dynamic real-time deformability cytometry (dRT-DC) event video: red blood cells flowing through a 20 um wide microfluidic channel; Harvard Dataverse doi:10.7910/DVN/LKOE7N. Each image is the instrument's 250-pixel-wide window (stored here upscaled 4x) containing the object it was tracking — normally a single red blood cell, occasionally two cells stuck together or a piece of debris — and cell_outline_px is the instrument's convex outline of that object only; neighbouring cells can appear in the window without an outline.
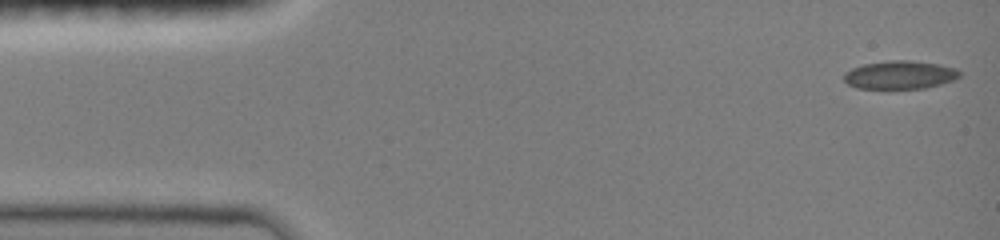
{"species": "common noctule bat (a hibernating species)", "species_latin": "Nyctalus noctula", "temperature_condition": "room temperature", "stored_images_in_passage": 47, "camera_frame_rate_fps": 3000, "um_per_image_px": 0.085, "animal": {"sex": "female", "body_mass_g": 19.0, "forearm_length_mm": 51.5}, "frame": {"image": 1, "passage_image": 1, "time_ms": 0.0, "image_size_px": [1000, 240], "cell_outline_px": [[960, 76], [956, 80], [924, 88], [856, 88], [848, 84], [844, 80], [844, 72], [852, 68], [864, 64], [888, 60], [908, 60], [936, 64], [956, 68], [960, 72]], "centroid_in_image_um": [76.49, 6.36], "position_along_channel_um": 8.5, "area_um2": 18.96}}
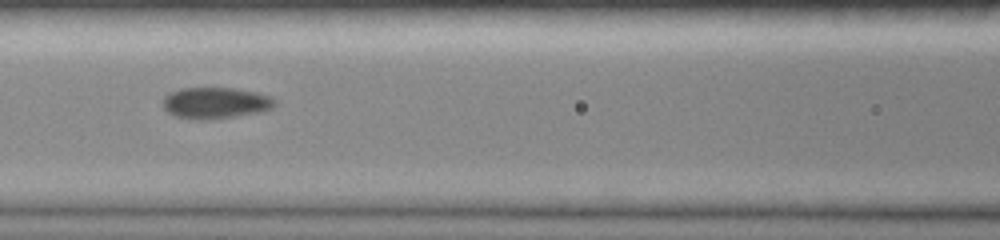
{"frame": {"image": 2, "passage_image": 20, "time_ms": 6.333, "image_size_px": [1000, 240], "cell_outline_px": [[276, 104], [272, 108], [260, 112], [236, 116], [200, 120], [196, 120], [176, 116], [168, 112], [164, 108], [164, 96], [180, 88], [232, 88], [256, 92], [268, 96], [276, 100]], "centroid_in_image_um": [18.32, 8.75], "position_along_channel_um": 148.3, "area_um2": 20.23}}
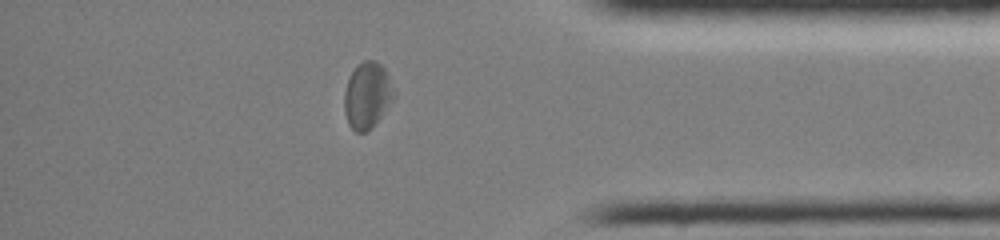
{"frame": {"image": 3, "passage_image": 40, "time_ms": 13.0, "image_size_px": [1000, 240], "cell_outline_px": [[396, 96], [372, 128], [364, 132], [356, 132], [348, 124], [344, 112], [344, 92], [348, 80], [356, 64], [364, 60], [376, 60], [384, 68], [388, 76]], "centroid_in_image_um": [31.21, 8.1], "position_along_channel_um": 404.0, "area_um2": 19.19}, "authors_computed_cell_mechanics": {"area_um2": 19.4208, "velocity_mm_per_s": 4.0067, "shape_relaxation_time_tau1_ms": 6.0817, "shape_relaxation_time_tau2_ms": 1.6735, "deformation_change_tau1": 0.141, "deformation_change_tau2": 0.0522}}